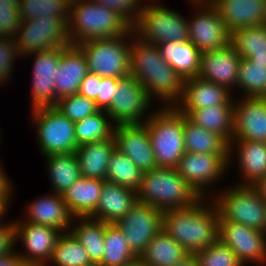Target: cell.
<instances>
[{
	"label": "cell",
	"mask_w": 266,
	"mask_h": 266,
	"mask_svg": "<svg viewBox=\"0 0 266 266\" xmlns=\"http://www.w3.org/2000/svg\"><path fill=\"white\" fill-rule=\"evenodd\" d=\"M118 86V78L102 77L98 82V95L96 97V106L100 110H107L111 106L113 96Z\"/></svg>",
	"instance_id": "7dc6e473"
},
{
	"label": "cell",
	"mask_w": 266,
	"mask_h": 266,
	"mask_svg": "<svg viewBox=\"0 0 266 266\" xmlns=\"http://www.w3.org/2000/svg\"><path fill=\"white\" fill-rule=\"evenodd\" d=\"M137 201L136 191L103 180L99 203L89 217L108 224H115L129 212Z\"/></svg>",
	"instance_id": "484cf974"
},
{
	"label": "cell",
	"mask_w": 266,
	"mask_h": 266,
	"mask_svg": "<svg viewBox=\"0 0 266 266\" xmlns=\"http://www.w3.org/2000/svg\"><path fill=\"white\" fill-rule=\"evenodd\" d=\"M194 257L199 266H244L233 250L219 239L209 247L197 252Z\"/></svg>",
	"instance_id": "b9f144b4"
},
{
	"label": "cell",
	"mask_w": 266,
	"mask_h": 266,
	"mask_svg": "<svg viewBox=\"0 0 266 266\" xmlns=\"http://www.w3.org/2000/svg\"><path fill=\"white\" fill-rule=\"evenodd\" d=\"M265 25H266V0H265Z\"/></svg>",
	"instance_id": "680465c9"
},
{
	"label": "cell",
	"mask_w": 266,
	"mask_h": 266,
	"mask_svg": "<svg viewBox=\"0 0 266 266\" xmlns=\"http://www.w3.org/2000/svg\"><path fill=\"white\" fill-rule=\"evenodd\" d=\"M188 2L191 3H205V2H211L212 0H187Z\"/></svg>",
	"instance_id": "6f0895ef"
},
{
	"label": "cell",
	"mask_w": 266,
	"mask_h": 266,
	"mask_svg": "<svg viewBox=\"0 0 266 266\" xmlns=\"http://www.w3.org/2000/svg\"><path fill=\"white\" fill-rule=\"evenodd\" d=\"M67 47L31 53L34 56L31 88V110L56 106L55 76L60 63V54Z\"/></svg>",
	"instance_id": "e0dca14e"
},
{
	"label": "cell",
	"mask_w": 266,
	"mask_h": 266,
	"mask_svg": "<svg viewBox=\"0 0 266 266\" xmlns=\"http://www.w3.org/2000/svg\"><path fill=\"white\" fill-rule=\"evenodd\" d=\"M92 264L80 241L71 231H68L61 233L58 237L45 266H90Z\"/></svg>",
	"instance_id": "d590c367"
},
{
	"label": "cell",
	"mask_w": 266,
	"mask_h": 266,
	"mask_svg": "<svg viewBox=\"0 0 266 266\" xmlns=\"http://www.w3.org/2000/svg\"><path fill=\"white\" fill-rule=\"evenodd\" d=\"M12 201H2L0 200V225H3L5 223L3 222L4 215L6 214L7 211H9V205H11Z\"/></svg>",
	"instance_id": "db71d44e"
},
{
	"label": "cell",
	"mask_w": 266,
	"mask_h": 266,
	"mask_svg": "<svg viewBox=\"0 0 266 266\" xmlns=\"http://www.w3.org/2000/svg\"><path fill=\"white\" fill-rule=\"evenodd\" d=\"M104 245L103 257L98 263L101 266H125L138 258L116 224L106 225Z\"/></svg>",
	"instance_id": "8d00e7d4"
},
{
	"label": "cell",
	"mask_w": 266,
	"mask_h": 266,
	"mask_svg": "<svg viewBox=\"0 0 266 266\" xmlns=\"http://www.w3.org/2000/svg\"><path fill=\"white\" fill-rule=\"evenodd\" d=\"M217 194L210 198L217 207L219 221L237 222L266 231V202L254 186L236 184Z\"/></svg>",
	"instance_id": "8992f818"
},
{
	"label": "cell",
	"mask_w": 266,
	"mask_h": 266,
	"mask_svg": "<svg viewBox=\"0 0 266 266\" xmlns=\"http://www.w3.org/2000/svg\"><path fill=\"white\" fill-rule=\"evenodd\" d=\"M240 98L234 103L232 140L266 142V97Z\"/></svg>",
	"instance_id": "d6986e66"
},
{
	"label": "cell",
	"mask_w": 266,
	"mask_h": 266,
	"mask_svg": "<svg viewBox=\"0 0 266 266\" xmlns=\"http://www.w3.org/2000/svg\"><path fill=\"white\" fill-rule=\"evenodd\" d=\"M116 148L114 137L79 145L75 154L78 158L81 176L106 180L110 156Z\"/></svg>",
	"instance_id": "4316f807"
},
{
	"label": "cell",
	"mask_w": 266,
	"mask_h": 266,
	"mask_svg": "<svg viewBox=\"0 0 266 266\" xmlns=\"http://www.w3.org/2000/svg\"><path fill=\"white\" fill-rule=\"evenodd\" d=\"M125 266H146V265L140 258H137L136 260H134L133 262H131Z\"/></svg>",
	"instance_id": "9f6ffc18"
},
{
	"label": "cell",
	"mask_w": 266,
	"mask_h": 266,
	"mask_svg": "<svg viewBox=\"0 0 266 266\" xmlns=\"http://www.w3.org/2000/svg\"><path fill=\"white\" fill-rule=\"evenodd\" d=\"M101 79V76L89 72L82 80L78 94L87 97L88 99L94 100L96 103V97L98 95V82H101Z\"/></svg>",
	"instance_id": "681fc988"
},
{
	"label": "cell",
	"mask_w": 266,
	"mask_h": 266,
	"mask_svg": "<svg viewBox=\"0 0 266 266\" xmlns=\"http://www.w3.org/2000/svg\"><path fill=\"white\" fill-rule=\"evenodd\" d=\"M44 157L52 193L63 195L82 177L75 153L51 154Z\"/></svg>",
	"instance_id": "4dcf8cb0"
},
{
	"label": "cell",
	"mask_w": 266,
	"mask_h": 266,
	"mask_svg": "<svg viewBox=\"0 0 266 266\" xmlns=\"http://www.w3.org/2000/svg\"><path fill=\"white\" fill-rule=\"evenodd\" d=\"M241 59L230 44L219 50L202 52L198 76L204 80L225 86L233 93L234 88L237 89Z\"/></svg>",
	"instance_id": "44dd1931"
},
{
	"label": "cell",
	"mask_w": 266,
	"mask_h": 266,
	"mask_svg": "<svg viewBox=\"0 0 266 266\" xmlns=\"http://www.w3.org/2000/svg\"><path fill=\"white\" fill-rule=\"evenodd\" d=\"M20 53L15 44L14 39L7 37H0V86L7 84L13 72V66L16 58H19ZM9 80V81H8ZM6 82V83H4Z\"/></svg>",
	"instance_id": "f6af8a7d"
},
{
	"label": "cell",
	"mask_w": 266,
	"mask_h": 266,
	"mask_svg": "<svg viewBox=\"0 0 266 266\" xmlns=\"http://www.w3.org/2000/svg\"><path fill=\"white\" fill-rule=\"evenodd\" d=\"M190 254L161 229L147 245L140 259L146 266H176Z\"/></svg>",
	"instance_id": "f546056e"
},
{
	"label": "cell",
	"mask_w": 266,
	"mask_h": 266,
	"mask_svg": "<svg viewBox=\"0 0 266 266\" xmlns=\"http://www.w3.org/2000/svg\"><path fill=\"white\" fill-rule=\"evenodd\" d=\"M234 103L235 96L225 86L197 76L184 80L181 98L174 106L188 116L193 110L203 107L234 105Z\"/></svg>",
	"instance_id": "ffe728a7"
},
{
	"label": "cell",
	"mask_w": 266,
	"mask_h": 266,
	"mask_svg": "<svg viewBox=\"0 0 266 266\" xmlns=\"http://www.w3.org/2000/svg\"><path fill=\"white\" fill-rule=\"evenodd\" d=\"M230 45L241 58L266 63V25L250 26L230 33Z\"/></svg>",
	"instance_id": "d6a6232c"
},
{
	"label": "cell",
	"mask_w": 266,
	"mask_h": 266,
	"mask_svg": "<svg viewBox=\"0 0 266 266\" xmlns=\"http://www.w3.org/2000/svg\"><path fill=\"white\" fill-rule=\"evenodd\" d=\"M260 193V196L266 202V176L260 179L255 185H253Z\"/></svg>",
	"instance_id": "f5cc1de1"
},
{
	"label": "cell",
	"mask_w": 266,
	"mask_h": 266,
	"mask_svg": "<svg viewBox=\"0 0 266 266\" xmlns=\"http://www.w3.org/2000/svg\"><path fill=\"white\" fill-rule=\"evenodd\" d=\"M201 197L176 168L156 167L142 174L137 200L159 210L185 208L196 203Z\"/></svg>",
	"instance_id": "277c9868"
},
{
	"label": "cell",
	"mask_w": 266,
	"mask_h": 266,
	"mask_svg": "<svg viewBox=\"0 0 266 266\" xmlns=\"http://www.w3.org/2000/svg\"><path fill=\"white\" fill-rule=\"evenodd\" d=\"M143 172L122 152L115 148L110 156L106 180L133 191L140 188Z\"/></svg>",
	"instance_id": "f35d334b"
},
{
	"label": "cell",
	"mask_w": 266,
	"mask_h": 266,
	"mask_svg": "<svg viewBox=\"0 0 266 266\" xmlns=\"http://www.w3.org/2000/svg\"><path fill=\"white\" fill-rule=\"evenodd\" d=\"M237 89L242 90L243 97H266V63L250 62L242 58Z\"/></svg>",
	"instance_id": "ab89813d"
},
{
	"label": "cell",
	"mask_w": 266,
	"mask_h": 266,
	"mask_svg": "<svg viewBox=\"0 0 266 266\" xmlns=\"http://www.w3.org/2000/svg\"><path fill=\"white\" fill-rule=\"evenodd\" d=\"M0 266H26L14 249L6 256L0 257Z\"/></svg>",
	"instance_id": "816d5d0a"
},
{
	"label": "cell",
	"mask_w": 266,
	"mask_h": 266,
	"mask_svg": "<svg viewBox=\"0 0 266 266\" xmlns=\"http://www.w3.org/2000/svg\"><path fill=\"white\" fill-rule=\"evenodd\" d=\"M157 46L163 60L183 80L198 76L202 52L191 41L163 42Z\"/></svg>",
	"instance_id": "83f0119b"
},
{
	"label": "cell",
	"mask_w": 266,
	"mask_h": 266,
	"mask_svg": "<svg viewBox=\"0 0 266 266\" xmlns=\"http://www.w3.org/2000/svg\"><path fill=\"white\" fill-rule=\"evenodd\" d=\"M185 152L229 154V143L219 134L195 125L184 115Z\"/></svg>",
	"instance_id": "e575fe53"
},
{
	"label": "cell",
	"mask_w": 266,
	"mask_h": 266,
	"mask_svg": "<svg viewBox=\"0 0 266 266\" xmlns=\"http://www.w3.org/2000/svg\"><path fill=\"white\" fill-rule=\"evenodd\" d=\"M90 266H101V265H99V264H92V265H90Z\"/></svg>",
	"instance_id": "91938a15"
},
{
	"label": "cell",
	"mask_w": 266,
	"mask_h": 266,
	"mask_svg": "<svg viewBox=\"0 0 266 266\" xmlns=\"http://www.w3.org/2000/svg\"><path fill=\"white\" fill-rule=\"evenodd\" d=\"M56 103L61 98L78 94L80 84L89 73L86 57L77 47L70 45L60 54V63L56 69Z\"/></svg>",
	"instance_id": "cb8c5ba5"
},
{
	"label": "cell",
	"mask_w": 266,
	"mask_h": 266,
	"mask_svg": "<svg viewBox=\"0 0 266 266\" xmlns=\"http://www.w3.org/2000/svg\"><path fill=\"white\" fill-rule=\"evenodd\" d=\"M61 232L40 224L14 223V247L21 241L23 252L16 251L26 266H45Z\"/></svg>",
	"instance_id": "2e32d148"
},
{
	"label": "cell",
	"mask_w": 266,
	"mask_h": 266,
	"mask_svg": "<svg viewBox=\"0 0 266 266\" xmlns=\"http://www.w3.org/2000/svg\"><path fill=\"white\" fill-rule=\"evenodd\" d=\"M14 249V223L12 220V222L0 225V257L6 256Z\"/></svg>",
	"instance_id": "c3c4849f"
},
{
	"label": "cell",
	"mask_w": 266,
	"mask_h": 266,
	"mask_svg": "<svg viewBox=\"0 0 266 266\" xmlns=\"http://www.w3.org/2000/svg\"><path fill=\"white\" fill-rule=\"evenodd\" d=\"M176 266H199V263L194 256H189L185 261Z\"/></svg>",
	"instance_id": "11a10c76"
},
{
	"label": "cell",
	"mask_w": 266,
	"mask_h": 266,
	"mask_svg": "<svg viewBox=\"0 0 266 266\" xmlns=\"http://www.w3.org/2000/svg\"><path fill=\"white\" fill-rule=\"evenodd\" d=\"M55 107L64 116L74 122L93 115L100 110L96 106L94 100L88 99L87 97L79 94H73L71 96L61 98L57 101Z\"/></svg>",
	"instance_id": "7bdbcfd3"
},
{
	"label": "cell",
	"mask_w": 266,
	"mask_h": 266,
	"mask_svg": "<svg viewBox=\"0 0 266 266\" xmlns=\"http://www.w3.org/2000/svg\"><path fill=\"white\" fill-rule=\"evenodd\" d=\"M72 221L77 222L70 231L80 241L91 262L98 264L104 253V233L108 223L91 217H74Z\"/></svg>",
	"instance_id": "836d02e7"
},
{
	"label": "cell",
	"mask_w": 266,
	"mask_h": 266,
	"mask_svg": "<svg viewBox=\"0 0 266 266\" xmlns=\"http://www.w3.org/2000/svg\"><path fill=\"white\" fill-rule=\"evenodd\" d=\"M196 12L188 19L189 41L201 52L219 50L230 44V33L211 2L192 3Z\"/></svg>",
	"instance_id": "5bb4252c"
},
{
	"label": "cell",
	"mask_w": 266,
	"mask_h": 266,
	"mask_svg": "<svg viewBox=\"0 0 266 266\" xmlns=\"http://www.w3.org/2000/svg\"><path fill=\"white\" fill-rule=\"evenodd\" d=\"M69 18L35 17L22 20L14 37L20 57L47 51L56 47H69Z\"/></svg>",
	"instance_id": "9c48e42d"
},
{
	"label": "cell",
	"mask_w": 266,
	"mask_h": 266,
	"mask_svg": "<svg viewBox=\"0 0 266 266\" xmlns=\"http://www.w3.org/2000/svg\"><path fill=\"white\" fill-rule=\"evenodd\" d=\"M130 75L143 85L153 100L159 99L163 106L175 105L181 98L184 80L163 60L158 46L144 41L134 33L133 29Z\"/></svg>",
	"instance_id": "6da1fadb"
},
{
	"label": "cell",
	"mask_w": 266,
	"mask_h": 266,
	"mask_svg": "<svg viewBox=\"0 0 266 266\" xmlns=\"http://www.w3.org/2000/svg\"><path fill=\"white\" fill-rule=\"evenodd\" d=\"M228 153V170L232 166L230 164L233 162L231 159L236 158L235 155L238 158L239 167L237 168L239 169V173L241 172L240 179L242 178V181L238 185L253 186L266 176V142L232 140L229 143Z\"/></svg>",
	"instance_id": "603a6c76"
},
{
	"label": "cell",
	"mask_w": 266,
	"mask_h": 266,
	"mask_svg": "<svg viewBox=\"0 0 266 266\" xmlns=\"http://www.w3.org/2000/svg\"><path fill=\"white\" fill-rule=\"evenodd\" d=\"M108 8L117 10L131 24L136 21L141 7L146 0H93ZM141 2V3H140Z\"/></svg>",
	"instance_id": "bcb514c9"
},
{
	"label": "cell",
	"mask_w": 266,
	"mask_h": 266,
	"mask_svg": "<svg viewBox=\"0 0 266 266\" xmlns=\"http://www.w3.org/2000/svg\"><path fill=\"white\" fill-rule=\"evenodd\" d=\"M228 32L265 24V0H212Z\"/></svg>",
	"instance_id": "d4e9b609"
},
{
	"label": "cell",
	"mask_w": 266,
	"mask_h": 266,
	"mask_svg": "<svg viewBox=\"0 0 266 266\" xmlns=\"http://www.w3.org/2000/svg\"><path fill=\"white\" fill-rule=\"evenodd\" d=\"M228 161L229 154L185 152L176 169L200 197L207 198L213 184L228 173Z\"/></svg>",
	"instance_id": "7c38bea8"
},
{
	"label": "cell",
	"mask_w": 266,
	"mask_h": 266,
	"mask_svg": "<svg viewBox=\"0 0 266 266\" xmlns=\"http://www.w3.org/2000/svg\"><path fill=\"white\" fill-rule=\"evenodd\" d=\"M116 148L124 153L142 172L155 169L156 162L145 123L119 124L114 127Z\"/></svg>",
	"instance_id": "ac0fdd59"
},
{
	"label": "cell",
	"mask_w": 266,
	"mask_h": 266,
	"mask_svg": "<svg viewBox=\"0 0 266 266\" xmlns=\"http://www.w3.org/2000/svg\"><path fill=\"white\" fill-rule=\"evenodd\" d=\"M154 2L155 0L149 2V5L146 2L141 7L132 24L134 33L155 45L189 40L188 18L158 3V0Z\"/></svg>",
	"instance_id": "ba28073f"
},
{
	"label": "cell",
	"mask_w": 266,
	"mask_h": 266,
	"mask_svg": "<svg viewBox=\"0 0 266 266\" xmlns=\"http://www.w3.org/2000/svg\"><path fill=\"white\" fill-rule=\"evenodd\" d=\"M72 0H18V10L21 20L35 17L45 18L54 15L60 18H70Z\"/></svg>",
	"instance_id": "60d3db41"
},
{
	"label": "cell",
	"mask_w": 266,
	"mask_h": 266,
	"mask_svg": "<svg viewBox=\"0 0 266 266\" xmlns=\"http://www.w3.org/2000/svg\"><path fill=\"white\" fill-rule=\"evenodd\" d=\"M116 90L111 106L106 110L115 126L144 123L148 120L153 112H149L148 109H151L150 106L154 102L135 77L130 75L118 78Z\"/></svg>",
	"instance_id": "8fae6325"
},
{
	"label": "cell",
	"mask_w": 266,
	"mask_h": 266,
	"mask_svg": "<svg viewBox=\"0 0 266 266\" xmlns=\"http://www.w3.org/2000/svg\"><path fill=\"white\" fill-rule=\"evenodd\" d=\"M132 252L140 258L154 236L163 229V211L139 201L115 223Z\"/></svg>",
	"instance_id": "4fadbf2b"
},
{
	"label": "cell",
	"mask_w": 266,
	"mask_h": 266,
	"mask_svg": "<svg viewBox=\"0 0 266 266\" xmlns=\"http://www.w3.org/2000/svg\"><path fill=\"white\" fill-rule=\"evenodd\" d=\"M187 118L195 125L222 136L228 143L233 139L234 105H213L193 110Z\"/></svg>",
	"instance_id": "1f68e13d"
},
{
	"label": "cell",
	"mask_w": 266,
	"mask_h": 266,
	"mask_svg": "<svg viewBox=\"0 0 266 266\" xmlns=\"http://www.w3.org/2000/svg\"><path fill=\"white\" fill-rule=\"evenodd\" d=\"M31 117L42 156L75 153L78 145L74 121L64 116L56 107L33 109Z\"/></svg>",
	"instance_id": "30bf717a"
},
{
	"label": "cell",
	"mask_w": 266,
	"mask_h": 266,
	"mask_svg": "<svg viewBox=\"0 0 266 266\" xmlns=\"http://www.w3.org/2000/svg\"><path fill=\"white\" fill-rule=\"evenodd\" d=\"M21 21L18 0H0V37L14 39Z\"/></svg>",
	"instance_id": "ee69618b"
},
{
	"label": "cell",
	"mask_w": 266,
	"mask_h": 266,
	"mask_svg": "<svg viewBox=\"0 0 266 266\" xmlns=\"http://www.w3.org/2000/svg\"><path fill=\"white\" fill-rule=\"evenodd\" d=\"M22 220L13 223H34L52 227L61 233L68 232L74 216L69 212L62 195L52 192L29 202ZM71 225V226H70Z\"/></svg>",
	"instance_id": "7402d4cb"
},
{
	"label": "cell",
	"mask_w": 266,
	"mask_h": 266,
	"mask_svg": "<svg viewBox=\"0 0 266 266\" xmlns=\"http://www.w3.org/2000/svg\"><path fill=\"white\" fill-rule=\"evenodd\" d=\"M68 23L72 46L91 39L121 37L132 28L117 10L93 0H72Z\"/></svg>",
	"instance_id": "3957f363"
},
{
	"label": "cell",
	"mask_w": 266,
	"mask_h": 266,
	"mask_svg": "<svg viewBox=\"0 0 266 266\" xmlns=\"http://www.w3.org/2000/svg\"><path fill=\"white\" fill-rule=\"evenodd\" d=\"M115 125L105 110L75 122L77 145L110 139Z\"/></svg>",
	"instance_id": "74e56055"
},
{
	"label": "cell",
	"mask_w": 266,
	"mask_h": 266,
	"mask_svg": "<svg viewBox=\"0 0 266 266\" xmlns=\"http://www.w3.org/2000/svg\"><path fill=\"white\" fill-rule=\"evenodd\" d=\"M218 239L246 264H266V233L241 223L219 221Z\"/></svg>",
	"instance_id": "9a60e30c"
},
{
	"label": "cell",
	"mask_w": 266,
	"mask_h": 266,
	"mask_svg": "<svg viewBox=\"0 0 266 266\" xmlns=\"http://www.w3.org/2000/svg\"><path fill=\"white\" fill-rule=\"evenodd\" d=\"M2 165L0 162V200L11 201L14 185L11 184L12 180H9L10 178L6 175Z\"/></svg>",
	"instance_id": "f907efd6"
},
{
	"label": "cell",
	"mask_w": 266,
	"mask_h": 266,
	"mask_svg": "<svg viewBox=\"0 0 266 266\" xmlns=\"http://www.w3.org/2000/svg\"><path fill=\"white\" fill-rule=\"evenodd\" d=\"M162 226L190 256H194L218 240L219 213L210 196L201 197L189 207L164 211Z\"/></svg>",
	"instance_id": "7a4b0ae2"
},
{
	"label": "cell",
	"mask_w": 266,
	"mask_h": 266,
	"mask_svg": "<svg viewBox=\"0 0 266 266\" xmlns=\"http://www.w3.org/2000/svg\"><path fill=\"white\" fill-rule=\"evenodd\" d=\"M155 111L144 123L157 167L177 168L185 154L184 114L174 105L153 108Z\"/></svg>",
	"instance_id": "5b68a950"
},
{
	"label": "cell",
	"mask_w": 266,
	"mask_h": 266,
	"mask_svg": "<svg viewBox=\"0 0 266 266\" xmlns=\"http://www.w3.org/2000/svg\"><path fill=\"white\" fill-rule=\"evenodd\" d=\"M103 181L80 177L62 196L74 217H89L97 208Z\"/></svg>",
	"instance_id": "f1b7e54d"
},
{
	"label": "cell",
	"mask_w": 266,
	"mask_h": 266,
	"mask_svg": "<svg viewBox=\"0 0 266 266\" xmlns=\"http://www.w3.org/2000/svg\"><path fill=\"white\" fill-rule=\"evenodd\" d=\"M132 28L121 37L91 39L77 47L86 57L90 73L101 77L130 76V49Z\"/></svg>",
	"instance_id": "52a82bcc"
}]
</instances>
